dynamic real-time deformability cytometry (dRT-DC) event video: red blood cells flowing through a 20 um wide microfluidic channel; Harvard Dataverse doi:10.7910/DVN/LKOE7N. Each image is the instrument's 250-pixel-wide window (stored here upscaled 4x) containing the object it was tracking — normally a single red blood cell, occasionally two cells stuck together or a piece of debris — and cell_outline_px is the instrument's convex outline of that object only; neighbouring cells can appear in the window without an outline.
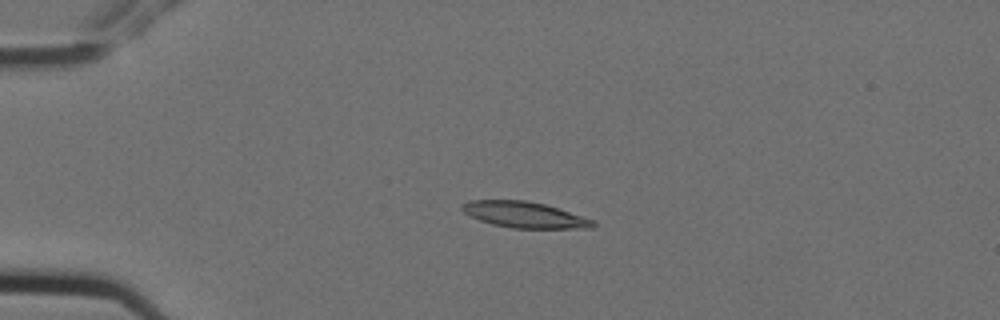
{"species": "Egyptian fruit bat (a non-hibernating species)", "species_latin": "Rousettus aegyptiacus", "temperature_condition": "cold", "stored_images_in_passage": 5, "camera_frame_rate_fps": 3000, "um_per_image_px": 0.085, "animal": {"sex": "female"}, "frame": {"image": 1, "passage_image": 4, "time_ms": 1.0, "image_size_px": [1000, 320], "cell_outline_px": [[596, 224], [592, 228], [512, 228], [492, 224], [480, 220], [464, 212], [460, 208], [460, 204], [468, 200], [524, 200], [544, 204], [596, 220]], "centroid_in_image_um": [44.58, 18.25], "position_along_channel_um": 40.4, "area_um2": 19.83}}